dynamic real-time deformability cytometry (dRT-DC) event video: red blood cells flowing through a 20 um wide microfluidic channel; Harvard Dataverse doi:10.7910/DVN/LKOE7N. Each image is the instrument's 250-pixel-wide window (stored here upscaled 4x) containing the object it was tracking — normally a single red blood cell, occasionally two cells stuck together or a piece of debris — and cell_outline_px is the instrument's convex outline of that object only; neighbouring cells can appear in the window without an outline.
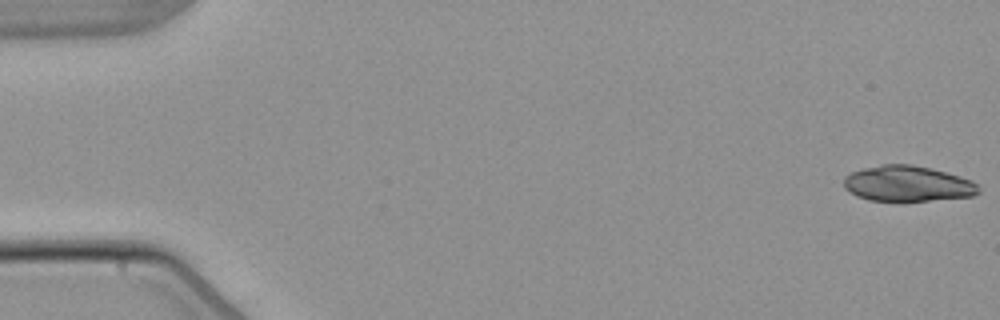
{"species": "common noctule bat (a hibernating species)", "species_latin": "Nyctalus noctula", "temperature_condition": "warm", "stored_images_in_passage": 6, "camera_frame_rate_fps": 3000, "um_per_image_px": 0.085, "animal": {"sex": "male", "body_mass_g": 21.5, "forearm_length_mm": 52.0}, "frame": {"image": 1, "passage_image": 1, "time_ms": 0.0, "image_size_px": [1000, 320], "cell_outline_px": [[980, 192], [972, 196], [928, 200], [868, 200], [856, 196], [844, 188], [844, 176], [852, 172], [864, 168], [884, 164], [912, 164], [932, 168], [960, 176], [972, 180], [980, 188]], "centroid_in_image_um": [77.14, 15.6], "position_along_channel_um": 7.9, "area_um2": 27.86}}